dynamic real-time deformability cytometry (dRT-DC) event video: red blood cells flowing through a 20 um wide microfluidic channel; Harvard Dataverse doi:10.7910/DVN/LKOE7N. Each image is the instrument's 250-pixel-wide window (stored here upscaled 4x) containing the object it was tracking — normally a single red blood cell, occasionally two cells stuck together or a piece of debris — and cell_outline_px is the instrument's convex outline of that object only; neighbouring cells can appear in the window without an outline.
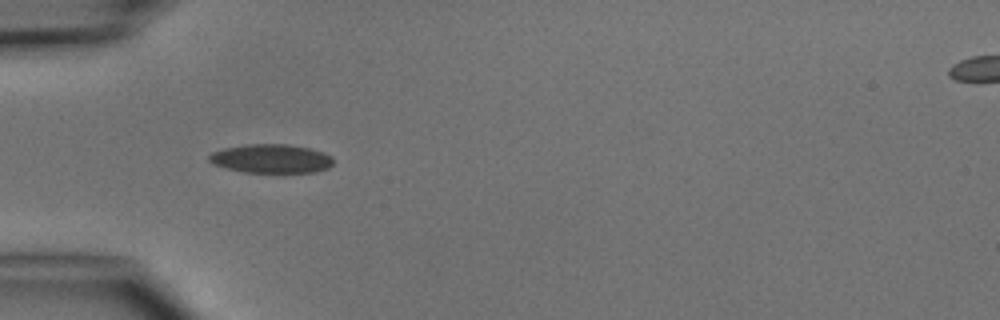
{"species": "common noctule bat (a hibernating species)", "species_latin": "Nyctalus noctula", "temperature_condition": "cold", "stored_images_in_passage": 6, "camera_frame_rate_fps": 3000, "um_per_image_px": 0.085, "animal": {"sex": "male", "body_mass_g": 15.6}, "frame": {"image": 1, "passage_image": 4, "time_ms": 3.667, "image_size_px": [1000, 320], "cell_outline_px": [[332, 164], [328, 168], [316, 172], [244, 172], [212, 164], [208, 160], [208, 156], [212, 152], [224, 148], [248, 144], [288, 144], [308, 148], [324, 152], [332, 156]], "centroid_in_image_um": [23.05, 13.48], "position_along_channel_um": 62.0, "area_um2": 20.81}}